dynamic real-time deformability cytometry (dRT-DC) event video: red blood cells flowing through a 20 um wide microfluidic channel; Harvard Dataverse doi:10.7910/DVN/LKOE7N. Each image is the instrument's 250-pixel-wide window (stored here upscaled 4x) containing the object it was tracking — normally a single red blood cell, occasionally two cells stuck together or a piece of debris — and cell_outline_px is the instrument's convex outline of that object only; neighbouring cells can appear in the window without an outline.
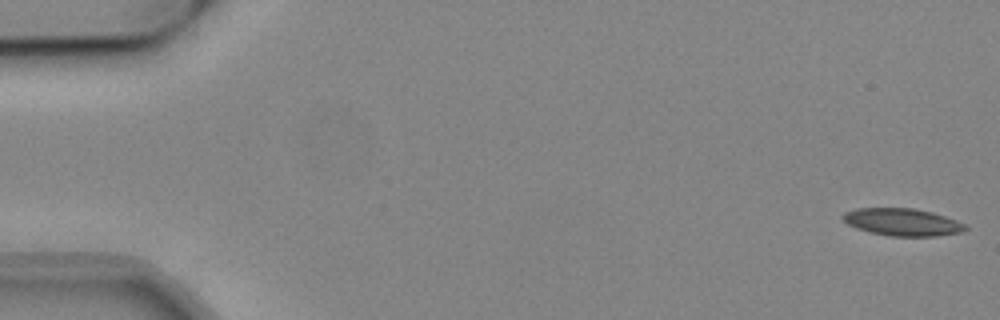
{"species": "common noctule bat (a hibernating species)", "species_latin": "Nyctalus noctula", "temperature_condition": "cold", "stored_images_in_passage": 4, "camera_frame_rate_fps": 3000, "um_per_image_px": 0.085, "animal": {"sex": "male", "body_mass_g": 19.2, "forearm_length_mm": 51.8}, "frame": {"image": 1, "passage_image": 1, "time_ms": 0.0, "image_size_px": [1000, 320], "cell_outline_px": [[968, 228], [964, 232], [936, 236], [892, 236], [872, 232], [856, 228], [848, 224], [840, 216], [844, 212], [856, 208], [912, 208], [932, 212], [956, 220], [964, 224]], "centroid_in_image_um": [76.7, 18.87], "position_along_channel_um": 8.3, "area_um2": 19.48}}